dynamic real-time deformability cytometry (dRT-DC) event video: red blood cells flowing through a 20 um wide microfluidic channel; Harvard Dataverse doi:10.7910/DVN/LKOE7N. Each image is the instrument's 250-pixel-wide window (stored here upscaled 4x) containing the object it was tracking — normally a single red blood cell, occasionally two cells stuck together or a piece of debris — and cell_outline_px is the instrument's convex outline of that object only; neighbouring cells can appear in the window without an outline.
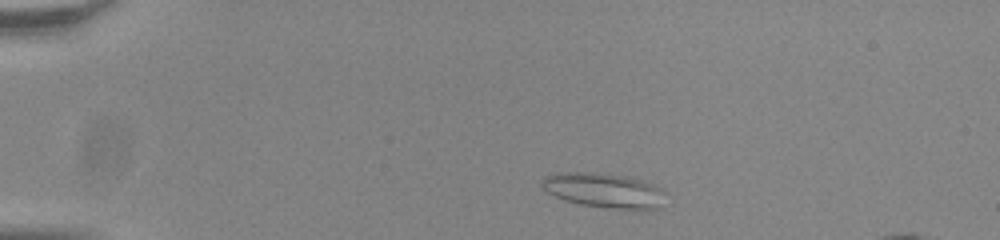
{"species": "common noctule bat (a hibernating species)", "species_latin": "Nyctalus noctula", "temperature_condition": "room temperature", "stored_images_in_passage": 49, "camera_frame_rate_fps": 3000, "um_per_image_px": 0.085, "animal": {"sex": "male", "body_mass_g": 20.0, "forearm_length_mm": 53.3}, "frame": {"image": 1, "passage_image": 5, "time_ms": 1.333, "image_size_px": [1000, 240], "cell_outline_px": [[668, 192], [664, 208], [612, 208], [580, 204], [564, 200], [548, 192], [540, 184], [540, 180], [544, 176], [556, 172], [584, 172], [624, 176], [640, 180], [660, 188]], "centroid_in_image_um": [51.35, 16.18], "position_along_channel_um": 33.6, "area_um2": 24.97}}
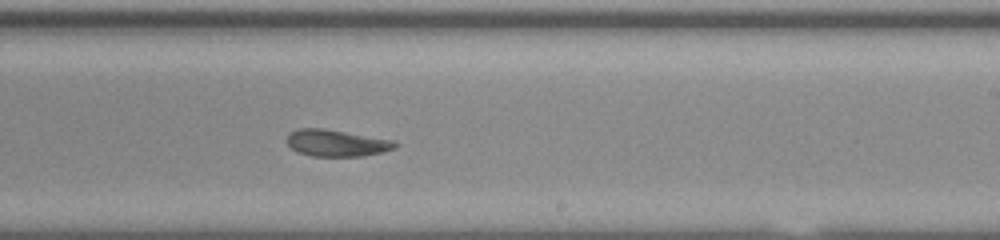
{"frame": {"image": 2, "passage_image": 28, "time_ms": 9.0, "image_size_px": [1000, 240], "cell_outline_px": [[396, 148], [380, 152], [360, 156], [312, 156], [300, 152], [292, 148], [288, 144], [288, 132], [300, 128], [324, 128], [396, 140]], "centroid_in_image_um": [28.62, 12.14], "position_along_channel_um": 260.4, "area_um2": 16.76}}
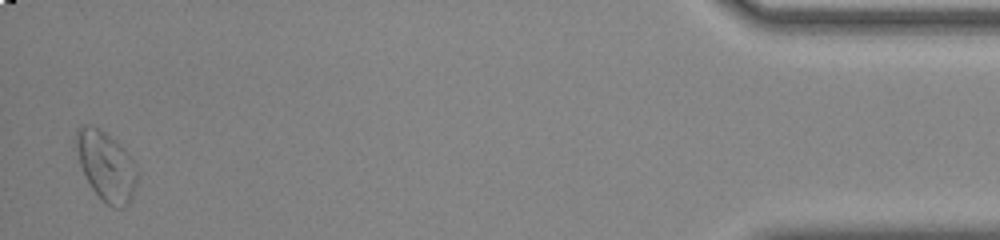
{"frame": {"image": 3, "passage_image": 47, "time_ms": 15.333, "image_size_px": [1000, 240], "cell_outline_px": [[136, 184], [132, 200], [124, 208], [112, 208], [92, 188], [72, 148], [76, 128], [84, 124], [92, 124], [100, 128], [120, 144], [124, 148], [132, 160], [136, 172]], "centroid_in_image_um": [8.96, 14.05], "position_along_channel_um": 426.2, "area_um2": 24.97}}